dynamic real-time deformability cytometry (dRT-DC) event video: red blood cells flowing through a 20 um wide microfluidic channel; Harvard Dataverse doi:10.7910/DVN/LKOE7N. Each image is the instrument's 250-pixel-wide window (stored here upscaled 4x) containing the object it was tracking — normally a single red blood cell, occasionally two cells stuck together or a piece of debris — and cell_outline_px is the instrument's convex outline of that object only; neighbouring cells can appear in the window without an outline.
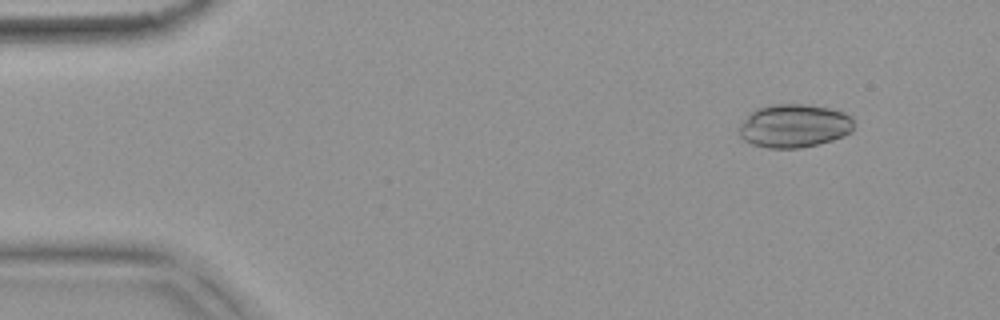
{"species": "common noctule bat (a hibernating species)", "species_latin": "Nyctalus noctula", "temperature_condition": "warm", "stored_images_in_passage": 54, "camera_frame_rate_fps": 3000, "um_per_image_px": 0.085, "animal": {"sex": "female", "body_mass_g": 18.4}, "frame": {"image": 1, "passage_image": 6, "time_ms": 1.667, "image_size_px": [1000, 320], "cell_outline_px": [[852, 132], [832, 140], [800, 148], [768, 148], [752, 144], [744, 140], [740, 136], [740, 128], [744, 120], [756, 108], [768, 104], [808, 104], [828, 108], [844, 112], [852, 120]], "centroid_in_image_um": [67.49, 10.69], "position_along_channel_um": 17.5, "area_um2": 28.78}}
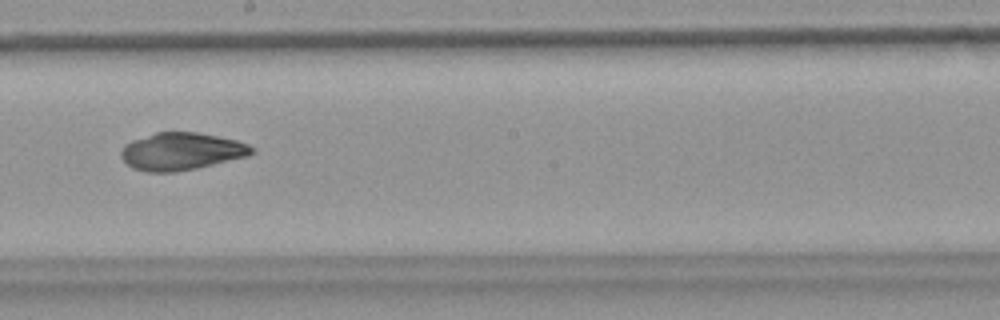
{"frame": {"image": 2, "passage_image": 31, "time_ms": 10.0, "image_size_px": [1000, 320], "cell_outline_px": [[256, 152], [248, 156], [196, 168], [172, 172], [148, 172], [132, 168], [120, 156], [120, 152], [124, 144], [132, 140], [156, 132], [196, 132], [236, 140], [248, 144], [256, 148]], "centroid_in_image_um": [15.42, 12.86], "position_along_channel_um": 232.8, "area_um2": 28.5}}
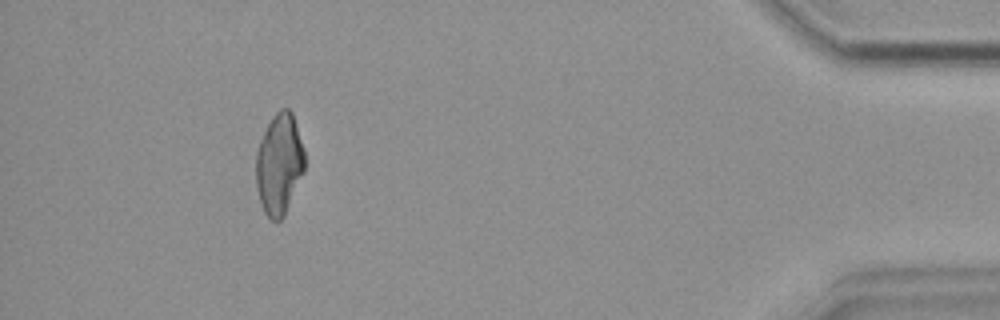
{"frame": {"image": 3, "passage_image": 50, "time_ms": 16.333, "image_size_px": [1000, 320], "cell_outline_px": [[304, 172], [284, 216], [276, 224], [264, 212], [256, 188], [256, 152], [260, 140], [272, 116], [280, 108], [288, 108], [292, 112], [304, 148]], "centroid_in_image_um": [23.73, 13.95], "position_along_channel_um": 411.5, "area_um2": 28.73}, "authors_computed_cell_mechanics": {"area_um2": 28.9867, "velocity_mm_per_s": 3.7664, "shape_relaxation_time_tau1_ms": null, "shape_relaxation_time_tau2_ms": 6.9699, "deformation_change_tau1": null, "deformation_change_tau2": 0.0996}}